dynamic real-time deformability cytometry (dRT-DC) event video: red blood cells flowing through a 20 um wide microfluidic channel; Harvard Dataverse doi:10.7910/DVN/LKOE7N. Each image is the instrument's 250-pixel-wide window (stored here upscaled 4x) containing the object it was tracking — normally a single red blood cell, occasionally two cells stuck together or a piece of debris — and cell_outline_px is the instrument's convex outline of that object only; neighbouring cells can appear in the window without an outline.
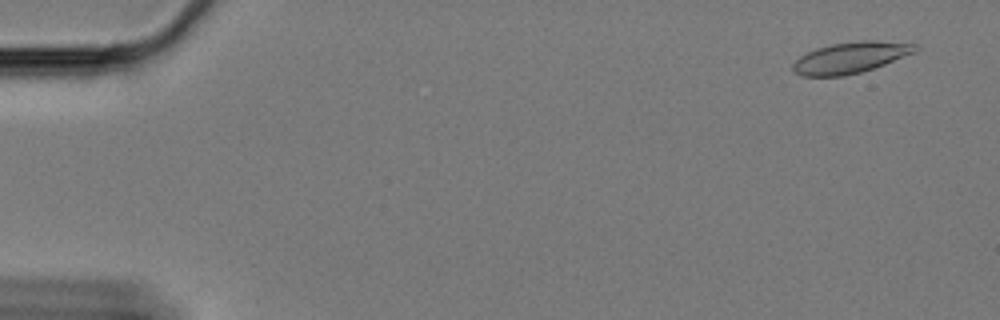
{"species": "Egyptian fruit bat (a non-hibernating species)", "species_latin": "Rousettus aegyptiacus", "temperature_condition": "cold", "stored_images_in_passage": 61, "camera_frame_rate_fps": 3000, "um_per_image_px": 0.085, "animal": {"sex": "female"}, "frame": {"image": 1, "passage_image": 4, "time_ms": 1.0, "image_size_px": [1000, 320], "cell_outline_px": [[920, 48], [916, 52], [884, 64], [860, 72], [844, 76], [800, 76], [792, 68], [792, 64], [800, 56], [816, 48], [832, 44], [864, 40], [872, 40], [916, 44]], "centroid_in_image_um": [72.29, 4.89], "position_along_channel_um": 12.7, "area_um2": 22.02}}
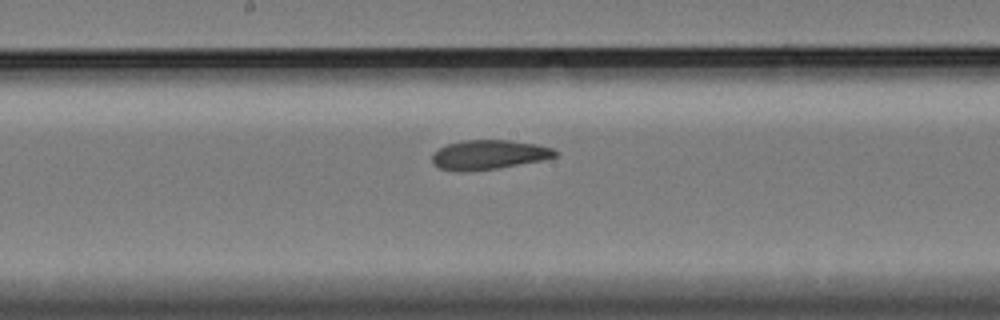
{"frame": {"image": 2, "passage_image": 33, "time_ms": 10.667, "image_size_px": [1000, 320], "cell_outline_px": [[560, 152], [556, 156], [540, 160], [496, 168], [464, 172], [456, 172], [440, 168], [432, 164], [432, 156], [440, 148], [448, 144], [464, 140], [508, 140], [536, 144], [552, 148]], "centroid_in_image_um": [41.53, 13.15], "position_along_channel_um": 206.7, "area_um2": 20.92}}
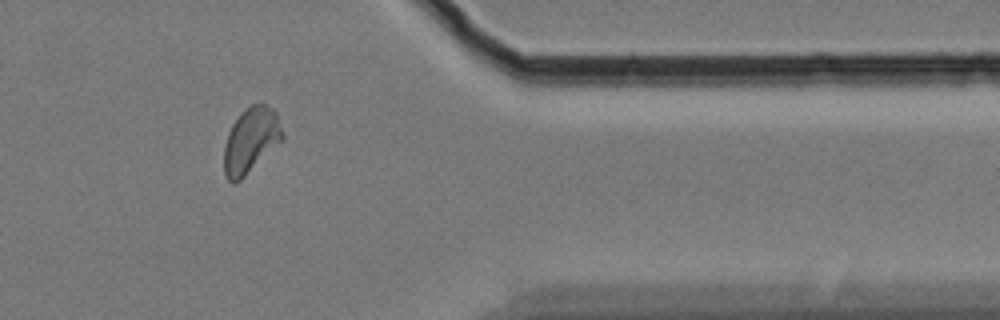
{"frame": {"image": 3, "passage_image": 51, "time_ms": 16.667, "image_size_px": [1000, 320], "cell_outline_px": [[284, 140], [236, 184], [232, 184], [224, 176], [224, 144], [228, 132], [232, 124], [240, 112], [252, 104], [264, 104], [272, 108], [276, 112], [284, 136]], "centroid_in_image_um": [21.31, 11.95], "position_along_channel_um": 390.1, "area_um2": 22.54}, "authors_computed_cell_mechanics": {"area_um2": 21.7906, "velocity_mm_per_s": 3.3217, "shape_relaxation_time_tau1_ms": null, "shape_relaxation_time_tau2_ms": 4.3431, "deformation_change_tau1": null, "deformation_change_tau2": 0.083}}